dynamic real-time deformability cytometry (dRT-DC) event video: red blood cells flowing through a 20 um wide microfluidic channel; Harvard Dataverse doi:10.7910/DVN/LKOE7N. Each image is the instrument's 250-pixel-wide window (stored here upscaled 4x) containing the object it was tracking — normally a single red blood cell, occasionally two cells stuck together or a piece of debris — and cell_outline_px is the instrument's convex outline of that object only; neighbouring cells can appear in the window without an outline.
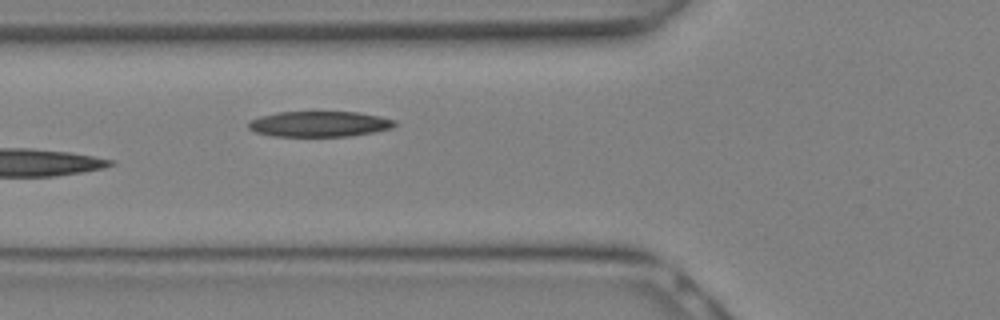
{"species": "Egyptian fruit bat (a non-hibernating species)", "species_latin": "Rousettus aegyptiacus", "temperature_condition": "warm", "stored_images_in_passage": 10, "camera_frame_rate_fps": 3000, "um_per_image_px": 0.085, "animal": {"sex": "female"}, "frame": {"image": 1, "passage_image": 10, "time_ms": 3.0, "image_size_px": [1000, 320], "cell_outline_px": [[396, 124], [392, 128], [352, 136], [272, 136], [256, 132], [248, 128], [248, 120], [260, 116], [276, 112], [360, 112], [380, 116], [396, 120]], "centroid_in_image_um": [27.14, 10.53], "position_along_channel_um": 98.7, "area_um2": 21.91}}